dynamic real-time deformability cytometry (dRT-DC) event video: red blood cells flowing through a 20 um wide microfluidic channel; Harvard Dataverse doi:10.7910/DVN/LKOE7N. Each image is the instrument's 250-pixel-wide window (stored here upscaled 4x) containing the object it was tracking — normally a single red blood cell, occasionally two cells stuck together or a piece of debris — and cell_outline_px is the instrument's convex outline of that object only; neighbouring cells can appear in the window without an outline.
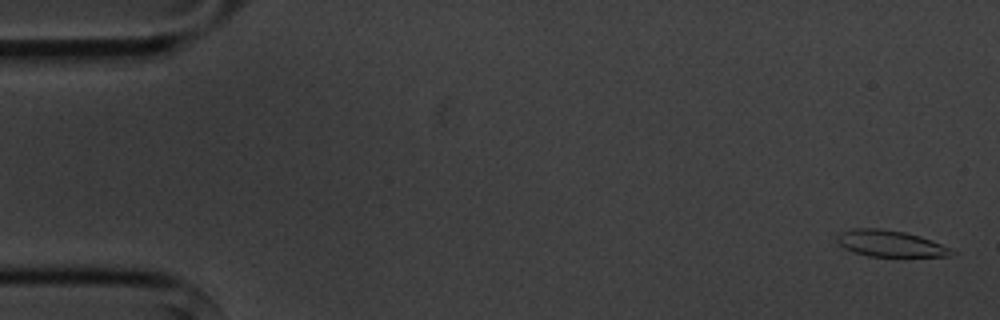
{"species": "common noctule bat (a hibernating species)", "species_latin": "Nyctalus noctula", "temperature_condition": "cold", "stored_images_in_passage": 5, "camera_frame_rate_fps": 3000, "um_per_image_px": 0.085, "animal": {"sex": "male", "body_mass_g": 20.1, "forearm_length_mm": 53.5}, "frame": {"image": 1, "passage_image": 1, "time_ms": 0.0, "image_size_px": [1000, 320], "cell_outline_px": [[960, 252], [952, 256], [868, 256], [852, 252], [844, 248], [836, 240], [836, 236], [840, 232], [852, 228], [880, 228], [904, 232], [920, 236], [932, 240], [952, 248]], "centroid_in_image_um": [75.7, 20.7], "position_along_channel_um": 9.3, "area_um2": 17.86}}